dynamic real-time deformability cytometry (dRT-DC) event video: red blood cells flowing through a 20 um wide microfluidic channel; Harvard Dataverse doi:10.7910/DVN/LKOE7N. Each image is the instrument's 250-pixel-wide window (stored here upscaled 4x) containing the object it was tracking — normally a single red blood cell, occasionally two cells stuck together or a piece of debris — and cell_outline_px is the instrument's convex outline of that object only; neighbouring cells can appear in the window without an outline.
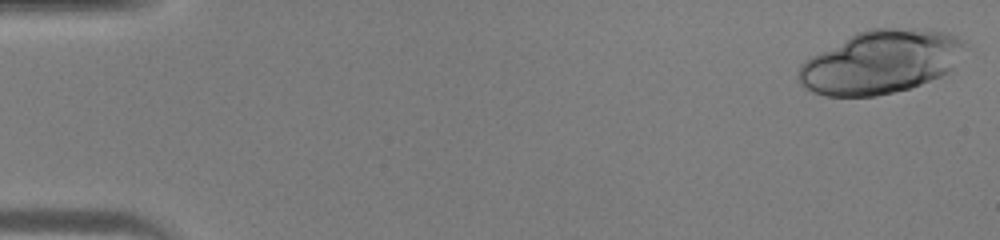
{"species": "human", "species_latin": "Homo sapiens", "temperature_condition": "warm", "stored_images_in_passage": 44, "camera_frame_rate_fps": 3000, "um_per_image_px": 0.085, "donor": {"sex": "male"}, "frame": {"image": 1, "passage_image": 1, "time_ms": 0.0, "image_size_px": [1000, 240], "cell_outline_px": [[968, 48], [952, 68], [948, 72], [940, 76], [920, 84], [908, 88], [876, 96], [824, 96], [812, 92], [804, 88], [800, 84], [796, 76], [800, 64], [804, 60], [856, 32], [868, 28], [932, 28], [948, 32], [964, 40], [968, 44]], "centroid_in_image_um": [74.88, 5.24], "position_along_channel_um": 10.1, "area_um2": 62.02}}
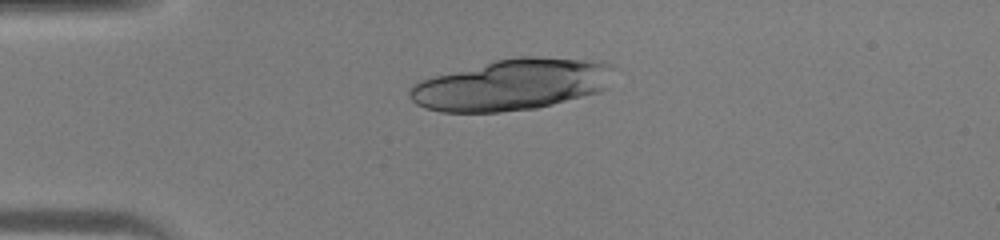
{"frame": {"image": 2, "passage_image": 11, "time_ms": 3.333, "image_size_px": [1000, 240], "cell_outline_px": [[616, 68], [608, 88], [600, 92], [536, 108], [500, 112], [440, 112], [424, 108], [416, 104], [408, 96], [408, 92], [416, 80], [492, 60], [520, 56], [536, 56], [600, 60], [612, 64]], "centroid_in_image_um": [43.52, 7.18], "position_along_channel_um": 41.5, "area_um2": 62.02}}